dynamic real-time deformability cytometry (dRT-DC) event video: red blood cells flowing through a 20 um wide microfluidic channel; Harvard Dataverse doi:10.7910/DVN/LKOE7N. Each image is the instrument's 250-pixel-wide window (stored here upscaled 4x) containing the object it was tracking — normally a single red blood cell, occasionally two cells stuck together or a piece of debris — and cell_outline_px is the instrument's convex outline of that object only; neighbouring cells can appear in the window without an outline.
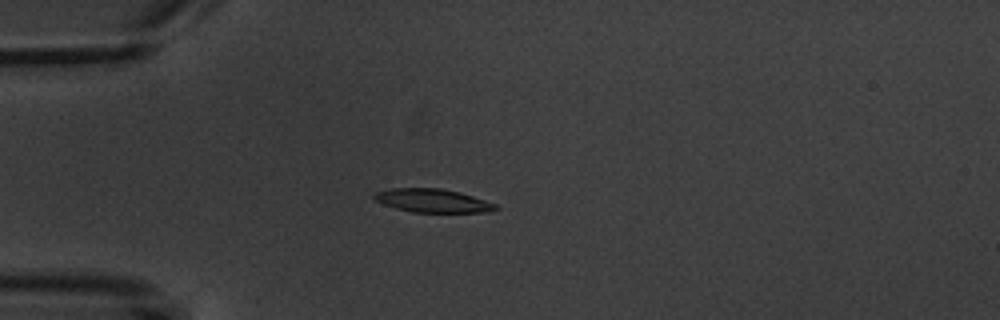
{"species": "common noctule bat (a hibernating species)", "species_latin": "Nyctalus noctula", "temperature_condition": "warm", "stored_images_in_passage": 4, "camera_frame_rate_fps": 3000, "um_per_image_px": 0.085, "animal": {"sex": "male", "body_mass_g": 20.1, "forearm_length_mm": 53.5}, "frame": {"image": 1, "passage_image": 4, "time_ms": 3.333, "image_size_px": [1000, 320], "cell_outline_px": [[500, 208], [484, 212], [412, 212], [396, 208], [384, 204], [376, 200], [372, 196], [372, 192], [392, 188], [440, 188], [460, 192], [496, 204]], "centroid_in_image_um": [36.74, 17.05], "position_along_channel_um": 48.3, "area_um2": 16.53}}